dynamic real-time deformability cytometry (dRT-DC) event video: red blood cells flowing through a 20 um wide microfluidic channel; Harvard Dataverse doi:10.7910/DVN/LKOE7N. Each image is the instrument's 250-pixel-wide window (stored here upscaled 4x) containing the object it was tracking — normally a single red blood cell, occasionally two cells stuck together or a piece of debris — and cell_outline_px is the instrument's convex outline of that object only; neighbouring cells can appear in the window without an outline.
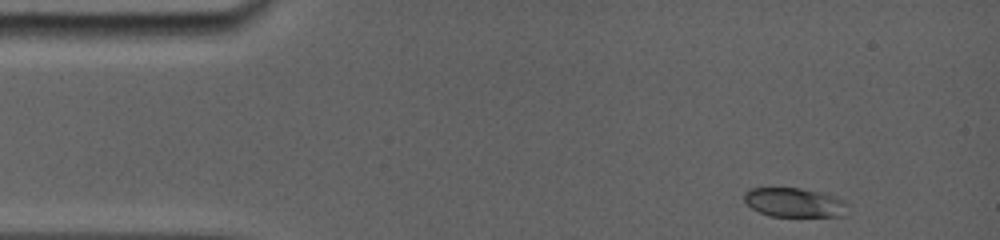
{"species": "common noctule bat (a hibernating species)", "species_latin": "Nyctalus noctula", "temperature_condition": "room temperature", "stored_images_in_passage": 69, "camera_frame_rate_fps": 5000, "um_per_image_px": 0.085, "animal": {"sex": "female", "body_mass_g": 19.0, "forearm_length_mm": 56.7}, "frame": {"image": 1, "passage_image": 1, "time_ms": 0.0, "image_size_px": [1000, 240], "cell_outline_px": [[848, 204], [844, 216], [768, 216], [752, 208], [744, 200], [744, 192], [748, 188], [800, 188], [820, 192], [836, 196], [848, 200]], "centroid_in_image_um": [67.55, 17.2], "position_along_channel_um": 17.4, "area_um2": 17.8}}
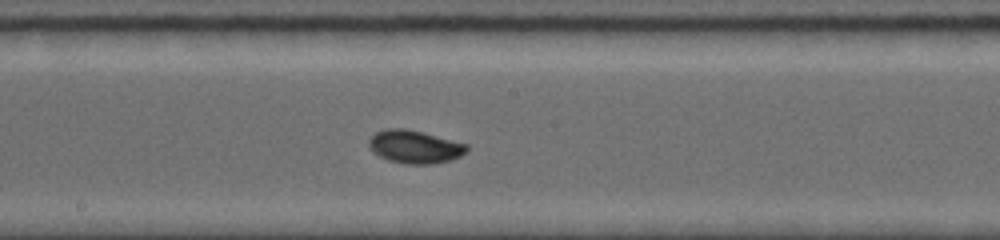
{"frame": {"image": 2, "passage_image": 37, "time_ms": 7.2, "image_size_px": [1000, 240], "cell_outline_px": [[468, 148], [460, 156], [448, 160], [428, 164], [408, 164], [388, 160], [380, 156], [368, 144], [368, 140], [376, 132], [388, 128], [404, 128], [468, 144]], "centroid_in_image_um": [35.24, 12.47], "position_along_channel_um": 213.0, "area_um2": 18.32}}
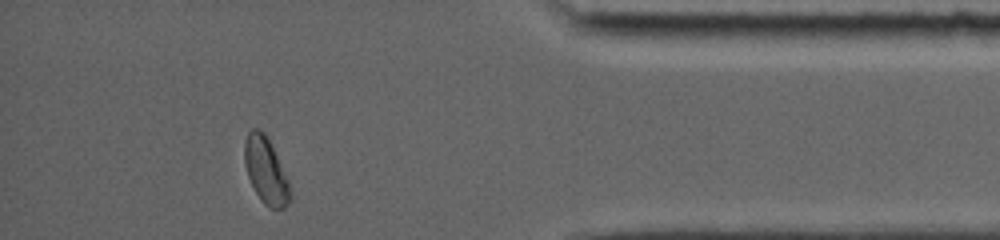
{"frame": {"image": 3, "passage_image": 66, "time_ms": 13.0, "image_size_px": [1000, 240], "cell_outline_px": [[292, 200], [284, 208], [268, 208], [260, 200], [248, 176], [244, 164], [244, 140], [248, 132], [252, 128], [256, 128], [264, 132], [268, 136], [288, 180], [292, 196]], "centroid_in_image_um": [22.6, 14.49], "position_along_channel_um": 412.6, "area_um2": 17.8}, "authors_computed_cell_mechanics": {"area_um2": 17.7446, "velocity_mm_per_s": 3.8153, "shape_relaxation_time_tau1_ms": 3.4674, "shape_relaxation_time_tau2_ms": null, "deformation_change_tau1": 0.1516, "deformation_change_tau2": null}}